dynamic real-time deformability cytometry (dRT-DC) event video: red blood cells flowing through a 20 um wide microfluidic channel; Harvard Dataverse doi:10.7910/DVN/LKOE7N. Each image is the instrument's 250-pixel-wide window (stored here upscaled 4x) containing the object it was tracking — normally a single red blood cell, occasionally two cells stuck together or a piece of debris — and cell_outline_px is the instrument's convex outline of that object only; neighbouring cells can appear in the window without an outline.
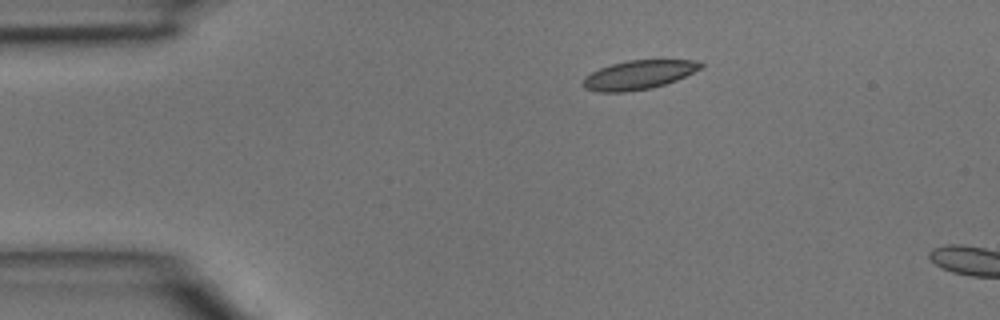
{"species": "common noctule bat (a hibernating species)", "species_latin": "Nyctalus noctula", "temperature_condition": "room temperature", "stored_images_in_passage": 4, "camera_frame_rate_fps": 3000, "um_per_image_px": 0.085, "animal": {"sex": "male", "body_mass_g": 15.6}, "frame": {"image": 1, "passage_image": 1, "time_ms": 0.0, "image_size_px": [1000, 320], "cell_outline_px": [[704, 68], [676, 80], [652, 88], [624, 92], [600, 92], [584, 88], [580, 84], [584, 76], [600, 68], [612, 64], [628, 60], [700, 60], [704, 64]], "centroid_in_image_um": [54.3, 6.36], "position_along_channel_um": 30.7, "area_um2": 20.06}}